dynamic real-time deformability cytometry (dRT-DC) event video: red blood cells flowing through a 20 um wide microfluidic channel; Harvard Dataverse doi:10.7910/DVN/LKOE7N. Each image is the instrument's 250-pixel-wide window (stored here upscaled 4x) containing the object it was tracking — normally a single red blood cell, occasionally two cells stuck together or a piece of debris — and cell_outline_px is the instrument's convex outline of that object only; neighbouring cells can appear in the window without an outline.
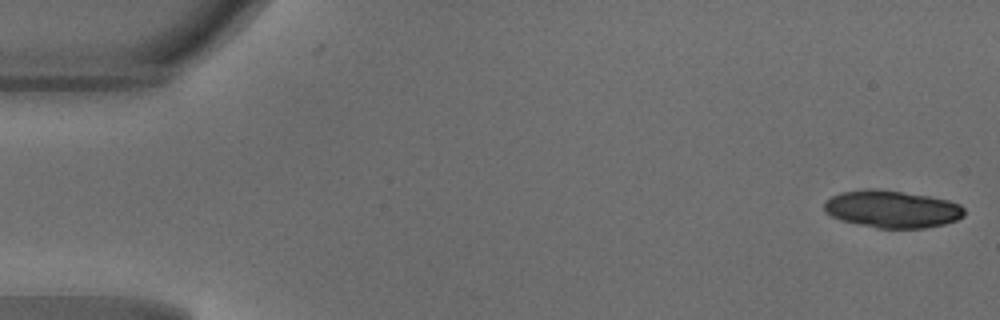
{"species": "common noctule bat (a hibernating species)", "species_latin": "Nyctalus noctula", "temperature_condition": "warm", "stored_images_in_passage": 2, "camera_frame_rate_fps": 3000, "um_per_image_px": 0.085, "animal": {"sex": "male", "body_mass_g": 18.8}, "frame": {"image": 1, "passage_image": 2, "time_ms": 0.333, "image_size_px": [1000, 320], "cell_outline_px": [[964, 216], [956, 220], [944, 224], [924, 228], [876, 228], [840, 220], [824, 212], [824, 200], [840, 192], [868, 188], [876, 188], [928, 196], [948, 200], [960, 204], [964, 208]], "centroid_in_image_um": [75.79, 17.77], "position_along_channel_um": 9.2, "area_um2": 30.63}}